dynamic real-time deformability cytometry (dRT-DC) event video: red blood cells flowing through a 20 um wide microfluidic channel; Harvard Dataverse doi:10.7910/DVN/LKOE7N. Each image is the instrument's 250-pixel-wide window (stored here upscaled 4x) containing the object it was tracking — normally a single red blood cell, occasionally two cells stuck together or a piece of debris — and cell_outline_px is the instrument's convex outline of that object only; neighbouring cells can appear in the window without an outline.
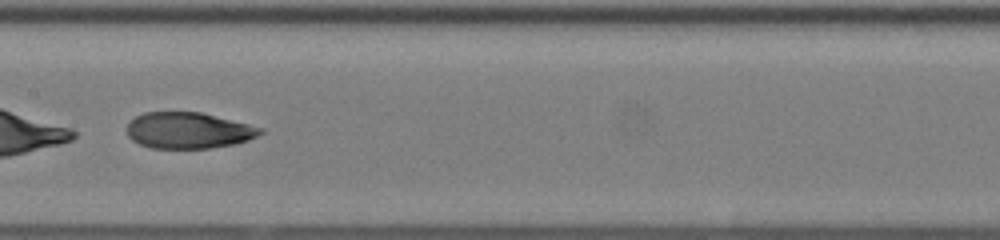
{"species": "human", "species_latin": "Homo sapiens", "temperature_condition": "room temperature", "stored_images_in_passage": 50, "segment_of_instrument_passage": [2, 2], "camera_frame_rate_fps": 3000, "um_per_image_px": 0.085, "donor": {"sex": "female"}, "frame": {"image": 1, "passage_image": 29, "time_ms": 9.333, "image_size_px": [1000, 240], "cell_outline_px": [[264, 132], [248, 140], [236, 144], [208, 148], [152, 148], [140, 144], [132, 140], [128, 136], [128, 124], [136, 116], [144, 112], [200, 112], [264, 128]], "centroid_in_image_um": [16.03, 11.09], "position_along_channel_um": 191.4, "area_um2": 27.98}}
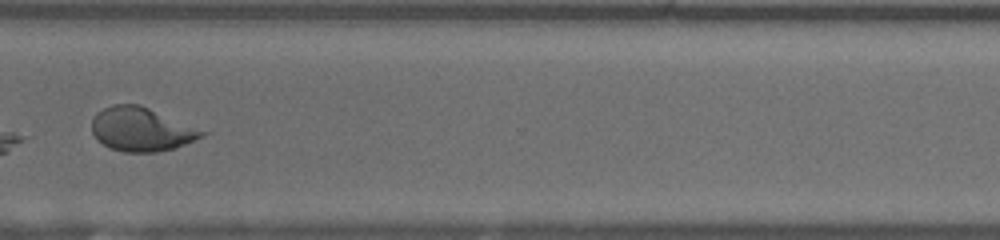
{"frame": {"image": 2, "passage_image": 41, "time_ms": 13.333, "image_size_px": [1000, 240], "cell_outline_px": [[208, 132], [204, 136], [176, 148], [156, 152], [124, 152], [108, 148], [96, 140], [92, 132], [92, 120], [96, 112], [112, 104], [140, 104]], "centroid_in_image_um": [11.99, 11.0], "position_along_channel_um": 358.6, "area_um2": 28.32}}